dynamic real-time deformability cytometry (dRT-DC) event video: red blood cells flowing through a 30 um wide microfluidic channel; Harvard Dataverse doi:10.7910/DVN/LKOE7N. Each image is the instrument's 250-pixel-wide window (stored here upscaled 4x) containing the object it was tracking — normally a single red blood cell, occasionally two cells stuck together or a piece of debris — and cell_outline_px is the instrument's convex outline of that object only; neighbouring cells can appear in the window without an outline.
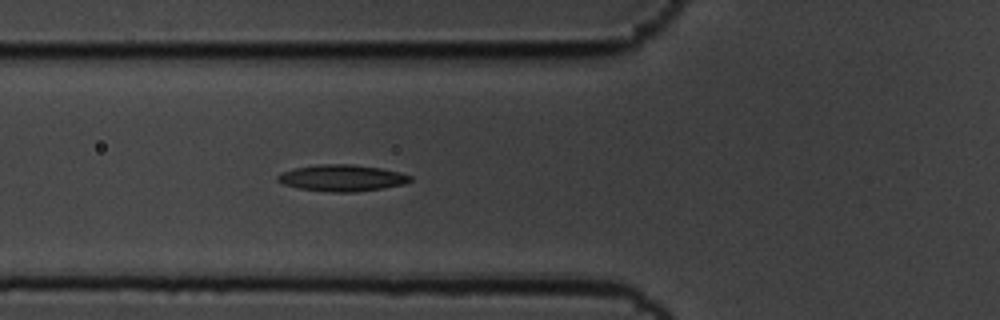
{"species": "common noctule bat (a hibernating species)", "species_latin": "Nyctalus noctula", "temperature_condition": "cold", "stored_images_in_passage": 7, "camera_frame_rate_fps": 3000, "um_per_image_px": 0.085, "animal": {"sex": "male", "body_mass_g": 19.5, "forearm_length_mm": 54.6}, "frame": {"image": 1, "passage_image": 7, "time_ms": 2.0, "image_size_px": [1000, 320], "cell_outline_px": [[412, 180], [404, 184], [384, 188], [356, 192], [332, 192], [300, 188], [284, 184], [276, 180], [276, 176], [292, 168], [316, 164], [352, 164], [380, 168], [400, 172], [412, 176]], "centroid_in_image_um": [29.08, 15.12], "position_along_channel_um": 96.7, "area_um2": 20.52}}